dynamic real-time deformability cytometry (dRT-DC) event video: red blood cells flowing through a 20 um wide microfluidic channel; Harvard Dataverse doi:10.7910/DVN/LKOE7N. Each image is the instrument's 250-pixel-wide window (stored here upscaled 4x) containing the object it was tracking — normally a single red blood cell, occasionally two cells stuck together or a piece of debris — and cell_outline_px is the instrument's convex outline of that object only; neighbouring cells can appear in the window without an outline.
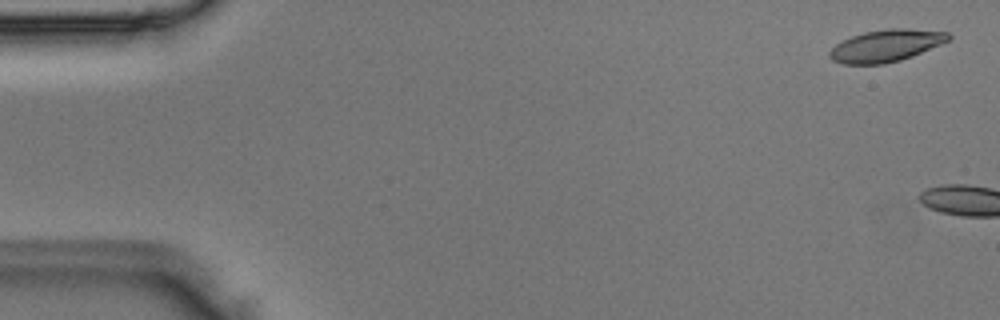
{"species": "Egyptian fruit bat (a non-hibernating species)", "species_latin": "Rousettus aegyptiacus", "temperature_condition": "room temperature", "stored_images_in_passage": 2, "camera_frame_rate_fps": 3000, "um_per_image_px": 0.085, "animal": {"sex": "male"}, "frame": {"image": 1, "passage_image": 1, "time_ms": 0.0, "image_size_px": [1000, 320], "cell_outline_px": [[952, 36], [948, 40], [940, 44], [912, 56], [900, 60], [884, 64], [840, 64], [832, 60], [828, 56], [828, 52], [836, 44], [852, 36], [864, 32], [888, 28], [908, 28], [948, 32]], "centroid_in_image_um": [75.29, 3.88], "position_along_channel_um": 9.7, "area_um2": 22.2}}